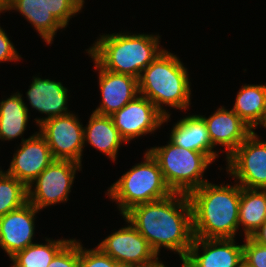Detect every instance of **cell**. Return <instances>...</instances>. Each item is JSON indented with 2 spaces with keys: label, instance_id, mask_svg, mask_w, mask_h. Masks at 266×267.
<instances>
[{
  "label": "cell",
  "instance_id": "6da1fadb",
  "mask_svg": "<svg viewBox=\"0 0 266 267\" xmlns=\"http://www.w3.org/2000/svg\"><path fill=\"white\" fill-rule=\"evenodd\" d=\"M123 218L137 229L157 255L161 247L177 252L181 259L188 254L194 239L188 195L172 193L166 198L137 205Z\"/></svg>",
  "mask_w": 266,
  "mask_h": 267
},
{
  "label": "cell",
  "instance_id": "7a4b0ae2",
  "mask_svg": "<svg viewBox=\"0 0 266 267\" xmlns=\"http://www.w3.org/2000/svg\"><path fill=\"white\" fill-rule=\"evenodd\" d=\"M193 235L197 238H235L239 228L240 186L210 182L189 195Z\"/></svg>",
  "mask_w": 266,
  "mask_h": 267
},
{
  "label": "cell",
  "instance_id": "3957f363",
  "mask_svg": "<svg viewBox=\"0 0 266 267\" xmlns=\"http://www.w3.org/2000/svg\"><path fill=\"white\" fill-rule=\"evenodd\" d=\"M160 36L146 34L102 35L87 53L103 69L139 78L141 72L164 50Z\"/></svg>",
  "mask_w": 266,
  "mask_h": 267
},
{
  "label": "cell",
  "instance_id": "277c9868",
  "mask_svg": "<svg viewBox=\"0 0 266 267\" xmlns=\"http://www.w3.org/2000/svg\"><path fill=\"white\" fill-rule=\"evenodd\" d=\"M180 59L163 50L138 78L139 94L148 98L166 116L163 105L187 110L190 105V79Z\"/></svg>",
  "mask_w": 266,
  "mask_h": 267
},
{
  "label": "cell",
  "instance_id": "5b68a950",
  "mask_svg": "<svg viewBox=\"0 0 266 267\" xmlns=\"http://www.w3.org/2000/svg\"><path fill=\"white\" fill-rule=\"evenodd\" d=\"M143 163H138L123 174L107 190V195L118 203L122 216L131 208L170 196L173 192L166 185L161 169L146 151Z\"/></svg>",
  "mask_w": 266,
  "mask_h": 267
},
{
  "label": "cell",
  "instance_id": "8992f818",
  "mask_svg": "<svg viewBox=\"0 0 266 267\" xmlns=\"http://www.w3.org/2000/svg\"><path fill=\"white\" fill-rule=\"evenodd\" d=\"M147 151L157 161L164 181L173 193L189 195L208 182L202 178L212 161L204 153L176 146L171 141Z\"/></svg>",
  "mask_w": 266,
  "mask_h": 267
},
{
  "label": "cell",
  "instance_id": "52a82bcc",
  "mask_svg": "<svg viewBox=\"0 0 266 267\" xmlns=\"http://www.w3.org/2000/svg\"><path fill=\"white\" fill-rule=\"evenodd\" d=\"M81 166L82 164L71 160L53 161L28 186V203L41 210L53 204L67 202L76 170L80 171ZM33 184L35 189L32 190Z\"/></svg>",
  "mask_w": 266,
  "mask_h": 267
},
{
  "label": "cell",
  "instance_id": "ba28073f",
  "mask_svg": "<svg viewBox=\"0 0 266 267\" xmlns=\"http://www.w3.org/2000/svg\"><path fill=\"white\" fill-rule=\"evenodd\" d=\"M227 159V172L240 187L266 189V141L253 132Z\"/></svg>",
  "mask_w": 266,
  "mask_h": 267
},
{
  "label": "cell",
  "instance_id": "9c48e42d",
  "mask_svg": "<svg viewBox=\"0 0 266 267\" xmlns=\"http://www.w3.org/2000/svg\"><path fill=\"white\" fill-rule=\"evenodd\" d=\"M75 114L44 120L39 133L46 139L55 160H71L81 164L84 149V127Z\"/></svg>",
  "mask_w": 266,
  "mask_h": 267
},
{
  "label": "cell",
  "instance_id": "30bf717a",
  "mask_svg": "<svg viewBox=\"0 0 266 267\" xmlns=\"http://www.w3.org/2000/svg\"><path fill=\"white\" fill-rule=\"evenodd\" d=\"M114 126L125 142L148 134L170 118L161 112L148 98L137 95L119 111L111 115Z\"/></svg>",
  "mask_w": 266,
  "mask_h": 267
},
{
  "label": "cell",
  "instance_id": "8fae6325",
  "mask_svg": "<svg viewBox=\"0 0 266 267\" xmlns=\"http://www.w3.org/2000/svg\"><path fill=\"white\" fill-rule=\"evenodd\" d=\"M129 224L106 237L97 247L121 266L155 260L158 257L156 252L137 229Z\"/></svg>",
  "mask_w": 266,
  "mask_h": 267
},
{
  "label": "cell",
  "instance_id": "7c38bea8",
  "mask_svg": "<svg viewBox=\"0 0 266 267\" xmlns=\"http://www.w3.org/2000/svg\"><path fill=\"white\" fill-rule=\"evenodd\" d=\"M53 161L46 139L36 132L28 139L22 138L6 173L28 187Z\"/></svg>",
  "mask_w": 266,
  "mask_h": 267
},
{
  "label": "cell",
  "instance_id": "4fadbf2b",
  "mask_svg": "<svg viewBox=\"0 0 266 267\" xmlns=\"http://www.w3.org/2000/svg\"><path fill=\"white\" fill-rule=\"evenodd\" d=\"M235 243L234 238L194 237L184 259L192 267H238L243 261V244ZM199 247L203 249L202 255L198 253Z\"/></svg>",
  "mask_w": 266,
  "mask_h": 267
},
{
  "label": "cell",
  "instance_id": "5bb4252c",
  "mask_svg": "<svg viewBox=\"0 0 266 267\" xmlns=\"http://www.w3.org/2000/svg\"><path fill=\"white\" fill-rule=\"evenodd\" d=\"M38 209L30 203L0 217V246L11 258L34 244V216Z\"/></svg>",
  "mask_w": 266,
  "mask_h": 267
},
{
  "label": "cell",
  "instance_id": "9a60e30c",
  "mask_svg": "<svg viewBox=\"0 0 266 267\" xmlns=\"http://www.w3.org/2000/svg\"><path fill=\"white\" fill-rule=\"evenodd\" d=\"M94 62L95 68L99 70V88L101 90L102 103L93 112L111 116L139 95L138 79L129 75L107 71L95 60Z\"/></svg>",
  "mask_w": 266,
  "mask_h": 267
},
{
  "label": "cell",
  "instance_id": "2e32d148",
  "mask_svg": "<svg viewBox=\"0 0 266 267\" xmlns=\"http://www.w3.org/2000/svg\"><path fill=\"white\" fill-rule=\"evenodd\" d=\"M206 123L212 146L225 147L228 158L253 130L231 109L218 108L212 116H201Z\"/></svg>",
  "mask_w": 266,
  "mask_h": 267
},
{
  "label": "cell",
  "instance_id": "e0dca14e",
  "mask_svg": "<svg viewBox=\"0 0 266 267\" xmlns=\"http://www.w3.org/2000/svg\"><path fill=\"white\" fill-rule=\"evenodd\" d=\"M67 93V88L61 82L33 77L32 84L26 93L28 100L32 108L41 114L48 115L45 118L34 119L37 125L46 119L69 114L67 111Z\"/></svg>",
  "mask_w": 266,
  "mask_h": 267
},
{
  "label": "cell",
  "instance_id": "ac0fdd59",
  "mask_svg": "<svg viewBox=\"0 0 266 267\" xmlns=\"http://www.w3.org/2000/svg\"><path fill=\"white\" fill-rule=\"evenodd\" d=\"M170 141L176 146L204 153L212 162L218 157L201 115H191L180 119L171 131Z\"/></svg>",
  "mask_w": 266,
  "mask_h": 267
},
{
  "label": "cell",
  "instance_id": "d6986e66",
  "mask_svg": "<svg viewBox=\"0 0 266 267\" xmlns=\"http://www.w3.org/2000/svg\"><path fill=\"white\" fill-rule=\"evenodd\" d=\"M88 123L84 127V145L85 141L88 142L114 162L120 145L126 142L114 126L111 116L93 112Z\"/></svg>",
  "mask_w": 266,
  "mask_h": 267
},
{
  "label": "cell",
  "instance_id": "ffe728a7",
  "mask_svg": "<svg viewBox=\"0 0 266 267\" xmlns=\"http://www.w3.org/2000/svg\"><path fill=\"white\" fill-rule=\"evenodd\" d=\"M12 9L25 16L48 44L52 43L57 30L65 28L52 13L45 9L42 0H12L7 10Z\"/></svg>",
  "mask_w": 266,
  "mask_h": 267
},
{
  "label": "cell",
  "instance_id": "44dd1931",
  "mask_svg": "<svg viewBox=\"0 0 266 267\" xmlns=\"http://www.w3.org/2000/svg\"><path fill=\"white\" fill-rule=\"evenodd\" d=\"M238 220L245 237H251L266 220V189L240 187Z\"/></svg>",
  "mask_w": 266,
  "mask_h": 267
},
{
  "label": "cell",
  "instance_id": "7402d4cb",
  "mask_svg": "<svg viewBox=\"0 0 266 267\" xmlns=\"http://www.w3.org/2000/svg\"><path fill=\"white\" fill-rule=\"evenodd\" d=\"M232 110L253 130L266 110V85H244L235 99Z\"/></svg>",
  "mask_w": 266,
  "mask_h": 267
},
{
  "label": "cell",
  "instance_id": "603a6c76",
  "mask_svg": "<svg viewBox=\"0 0 266 267\" xmlns=\"http://www.w3.org/2000/svg\"><path fill=\"white\" fill-rule=\"evenodd\" d=\"M22 95L15 93L0 102V139L11 140L24 133L29 115Z\"/></svg>",
  "mask_w": 266,
  "mask_h": 267
},
{
  "label": "cell",
  "instance_id": "cb8c5ba5",
  "mask_svg": "<svg viewBox=\"0 0 266 267\" xmlns=\"http://www.w3.org/2000/svg\"><path fill=\"white\" fill-rule=\"evenodd\" d=\"M47 244H31L24 250L17 252L11 257L13 265L11 267H48L55 255L70 240H49Z\"/></svg>",
  "mask_w": 266,
  "mask_h": 267
},
{
  "label": "cell",
  "instance_id": "d4e9b609",
  "mask_svg": "<svg viewBox=\"0 0 266 267\" xmlns=\"http://www.w3.org/2000/svg\"><path fill=\"white\" fill-rule=\"evenodd\" d=\"M28 203V187L0 170V217Z\"/></svg>",
  "mask_w": 266,
  "mask_h": 267
},
{
  "label": "cell",
  "instance_id": "484cf974",
  "mask_svg": "<svg viewBox=\"0 0 266 267\" xmlns=\"http://www.w3.org/2000/svg\"><path fill=\"white\" fill-rule=\"evenodd\" d=\"M47 11L64 26L68 25L71 16L79 13L83 8L80 0H42Z\"/></svg>",
  "mask_w": 266,
  "mask_h": 267
},
{
  "label": "cell",
  "instance_id": "4316f807",
  "mask_svg": "<svg viewBox=\"0 0 266 267\" xmlns=\"http://www.w3.org/2000/svg\"><path fill=\"white\" fill-rule=\"evenodd\" d=\"M79 242V267H121L113 258L104 253L99 247L83 249Z\"/></svg>",
  "mask_w": 266,
  "mask_h": 267
},
{
  "label": "cell",
  "instance_id": "83f0119b",
  "mask_svg": "<svg viewBox=\"0 0 266 267\" xmlns=\"http://www.w3.org/2000/svg\"><path fill=\"white\" fill-rule=\"evenodd\" d=\"M48 267H79V242L70 239L55 255Z\"/></svg>",
  "mask_w": 266,
  "mask_h": 267
},
{
  "label": "cell",
  "instance_id": "f1b7e54d",
  "mask_svg": "<svg viewBox=\"0 0 266 267\" xmlns=\"http://www.w3.org/2000/svg\"><path fill=\"white\" fill-rule=\"evenodd\" d=\"M243 244V261L251 267H266V246H263L251 237H245Z\"/></svg>",
  "mask_w": 266,
  "mask_h": 267
},
{
  "label": "cell",
  "instance_id": "f546056e",
  "mask_svg": "<svg viewBox=\"0 0 266 267\" xmlns=\"http://www.w3.org/2000/svg\"><path fill=\"white\" fill-rule=\"evenodd\" d=\"M21 56L18 55L14 45L11 43L8 35L0 27V62L4 61H18Z\"/></svg>",
  "mask_w": 266,
  "mask_h": 267
},
{
  "label": "cell",
  "instance_id": "4dcf8cb0",
  "mask_svg": "<svg viewBox=\"0 0 266 267\" xmlns=\"http://www.w3.org/2000/svg\"><path fill=\"white\" fill-rule=\"evenodd\" d=\"M251 238L257 243L266 246V220L264 223L251 235Z\"/></svg>",
  "mask_w": 266,
  "mask_h": 267
},
{
  "label": "cell",
  "instance_id": "1f68e13d",
  "mask_svg": "<svg viewBox=\"0 0 266 267\" xmlns=\"http://www.w3.org/2000/svg\"><path fill=\"white\" fill-rule=\"evenodd\" d=\"M158 259L159 258L157 257L155 260L147 262V263L124 265V266H121V267H165V265L161 261H159Z\"/></svg>",
  "mask_w": 266,
  "mask_h": 267
},
{
  "label": "cell",
  "instance_id": "d6a6232c",
  "mask_svg": "<svg viewBox=\"0 0 266 267\" xmlns=\"http://www.w3.org/2000/svg\"><path fill=\"white\" fill-rule=\"evenodd\" d=\"M12 0H0V12L7 11V8L10 6Z\"/></svg>",
  "mask_w": 266,
  "mask_h": 267
},
{
  "label": "cell",
  "instance_id": "836d02e7",
  "mask_svg": "<svg viewBox=\"0 0 266 267\" xmlns=\"http://www.w3.org/2000/svg\"><path fill=\"white\" fill-rule=\"evenodd\" d=\"M258 125H263L266 128V110L261 122Z\"/></svg>",
  "mask_w": 266,
  "mask_h": 267
},
{
  "label": "cell",
  "instance_id": "e575fe53",
  "mask_svg": "<svg viewBox=\"0 0 266 267\" xmlns=\"http://www.w3.org/2000/svg\"><path fill=\"white\" fill-rule=\"evenodd\" d=\"M181 260L183 262L182 267H192L184 258Z\"/></svg>",
  "mask_w": 266,
  "mask_h": 267
},
{
  "label": "cell",
  "instance_id": "d590c367",
  "mask_svg": "<svg viewBox=\"0 0 266 267\" xmlns=\"http://www.w3.org/2000/svg\"><path fill=\"white\" fill-rule=\"evenodd\" d=\"M238 267H251V266H249L245 261H242V262L238 265Z\"/></svg>",
  "mask_w": 266,
  "mask_h": 267
}]
</instances>
